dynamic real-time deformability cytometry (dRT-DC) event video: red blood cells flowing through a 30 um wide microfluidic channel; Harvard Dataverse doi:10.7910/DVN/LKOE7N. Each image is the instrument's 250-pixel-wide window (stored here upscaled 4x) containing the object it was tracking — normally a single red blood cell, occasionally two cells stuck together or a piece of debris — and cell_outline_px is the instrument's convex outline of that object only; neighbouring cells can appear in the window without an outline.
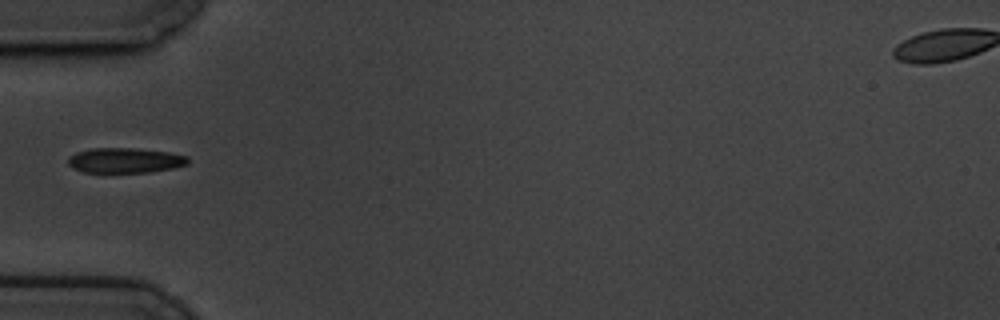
{"species": "common noctule bat (a hibernating species)", "species_latin": "Nyctalus noctula", "temperature_condition": "cold", "stored_images_in_passage": 21, "camera_frame_rate_fps": 3000, "um_per_image_px": 0.085, "animal": {"sex": "male", "body_mass_g": 19.5, "forearm_length_mm": 54.6}, "frame": {"image": 1, "passage_image": 1, "time_ms": 0.0, "image_size_px": [1000, 320], "cell_outline_px": [[188, 164], [172, 168], [148, 172], [84, 172], [72, 168], [68, 164], [68, 156], [76, 152], [92, 148], [136, 148], [168, 152], [188, 156]], "centroid_in_image_um": [10.6, 13.62], "position_along_channel_um": 74.4, "area_um2": 17.51}}
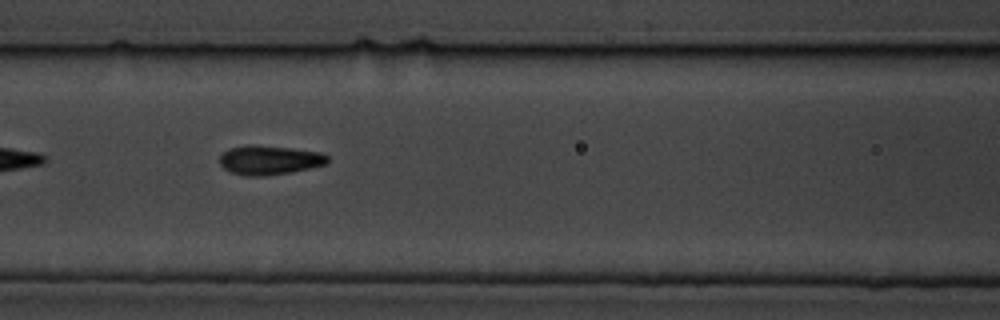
{"frame": {"image": 2, "passage_image": 7, "time_ms": 2.0, "image_size_px": [1000, 320], "cell_outline_px": [[328, 160], [324, 164], [292, 172], [264, 176], [244, 176], [232, 172], [224, 168], [220, 164], [220, 156], [228, 148], [244, 144], [252, 144], [292, 148], [320, 152], [328, 156]], "centroid_in_image_um": [22.86, 13.59], "position_along_channel_um": 143.7, "area_um2": 18.44}}
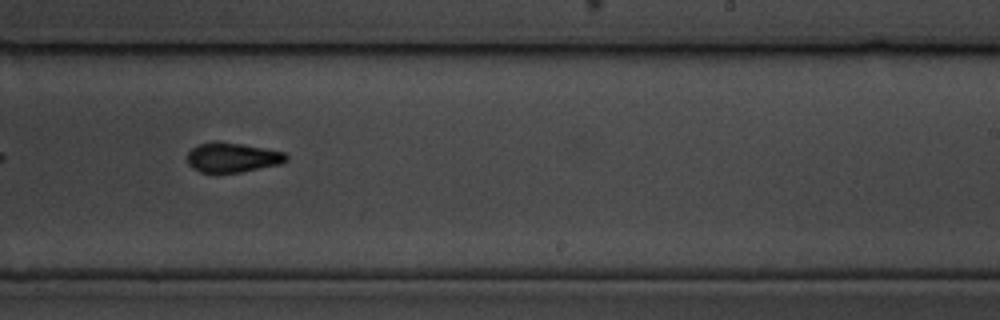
{"frame": {"image": 3, "passage_image": 18, "time_ms": 5.667, "image_size_px": [1000, 320], "cell_outline_px": [[288, 160], [280, 164], [240, 172], [200, 172], [192, 168], [188, 164], [188, 152], [196, 144], [216, 140], [220, 140], [264, 148], [284, 152], [288, 156]], "centroid_in_image_um": [19.73, 13.36], "position_along_channel_um": 269.3, "area_um2": 17.22}}